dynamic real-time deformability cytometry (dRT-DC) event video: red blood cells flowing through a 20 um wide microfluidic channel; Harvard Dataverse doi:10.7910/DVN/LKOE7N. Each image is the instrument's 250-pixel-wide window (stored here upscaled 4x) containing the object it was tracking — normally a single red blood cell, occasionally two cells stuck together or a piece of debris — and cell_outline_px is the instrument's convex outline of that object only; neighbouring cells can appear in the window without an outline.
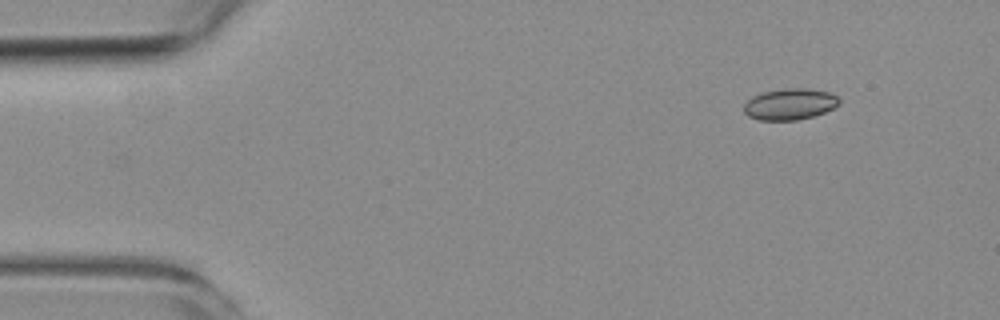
{"species": "common noctule bat (a hibernating species)", "species_latin": "Nyctalus noctula", "temperature_condition": "room temperature", "stored_images_in_passage": 5, "camera_frame_rate_fps": 3000, "um_per_image_px": 0.085, "animal": {"sex": "female", "body_mass_g": 19.3, "forearm_length_mm": 54.1}, "frame": {"image": 1, "passage_image": 1, "time_ms": 0.0, "image_size_px": [1000, 320], "cell_outline_px": [[840, 104], [824, 112], [812, 116], [796, 120], [760, 120], [748, 116], [744, 112], [744, 104], [752, 96], [764, 92], [784, 88], [808, 88], [832, 92], [840, 100]], "centroid_in_image_um": [67.15, 8.84], "position_along_channel_um": 17.9, "area_um2": 17.4}}